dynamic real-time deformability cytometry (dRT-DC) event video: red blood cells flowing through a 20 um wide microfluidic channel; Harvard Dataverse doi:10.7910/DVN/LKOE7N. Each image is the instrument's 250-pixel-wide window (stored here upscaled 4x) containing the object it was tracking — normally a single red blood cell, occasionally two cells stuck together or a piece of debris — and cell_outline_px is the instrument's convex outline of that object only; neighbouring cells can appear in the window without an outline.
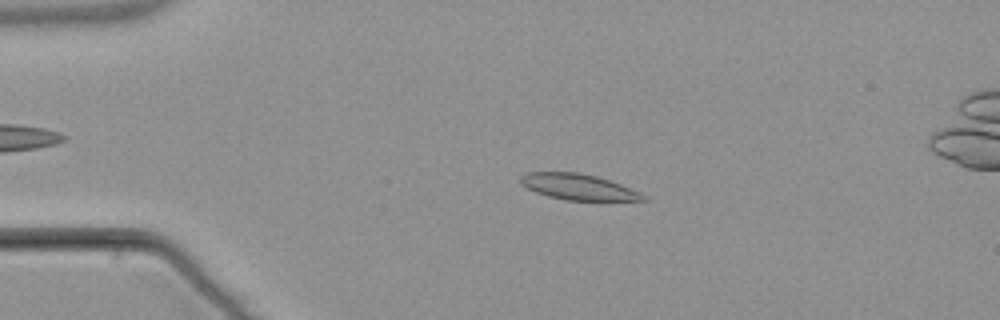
{"species": "common noctule bat (a hibernating species)", "species_latin": "Nyctalus noctula", "temperature_condition": "warm", "stored_images_in_passage": 4, "camera_frame_rate_fps": 3000, "um_per_image_px": 0.085, "animal": {"sex": "male", "body_mass_g": 21.5, "forearm_length_mm": 52.0}, "frame": {"image": 1, "passage_image": 2, "time_ms": 2.0, "image_size_px": [1000, 320], "cell_outline_px": [[648, 200], [564, 200], [548, 196], [536, 192], [520, 184], [520, 176], [528, 172], [580, 172], [596, 176], [620, 184], [640, 192], [648, 196]], "centroid_in_image_um": [49.15, 15.88], "position_along_channel_um": 35.9, "area_um2": 18.44}}